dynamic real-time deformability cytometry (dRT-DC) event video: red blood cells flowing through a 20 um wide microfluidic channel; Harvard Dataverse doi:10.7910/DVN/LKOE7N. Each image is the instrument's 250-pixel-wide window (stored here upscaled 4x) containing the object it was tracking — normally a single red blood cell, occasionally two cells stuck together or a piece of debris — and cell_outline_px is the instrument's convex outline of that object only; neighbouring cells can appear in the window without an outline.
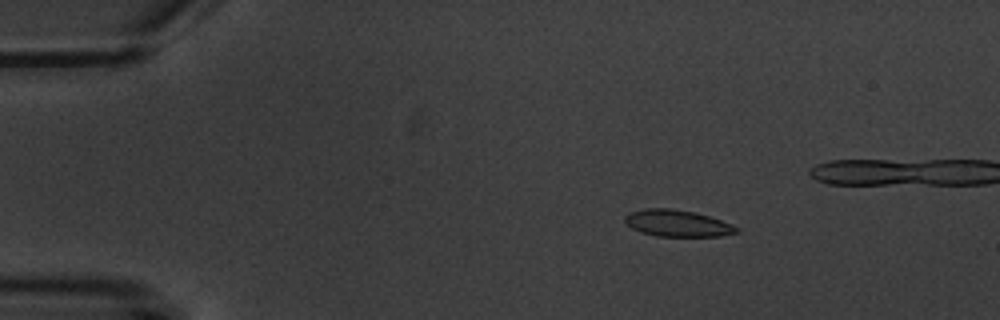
{"species": "common noctule bat (a hibernating species)", "species_latin": "Nyctalus noctula", "temperature_condition": "warm", "stored_images_in_passage": 5, "camera_frame_rate_fps": 3000, "um_per_image_px": 0.085, "animal": {"sex": "male", "body_mass_g": 20.1, "forearm_length_mm": 53.5}, "frame": {"image": 1, "passage_image": 2, "time_ms": 1.0, "image_size_px": [1000, 320], "cell_outline_px": [[740, 232], [720, 236], [656, 236], [640, 232], [632, 228], [624, 220], [624, 216], [628, 212], [644, 208], [672, 208], [696, 212], [732, 224], [740, 228]], "centroid_in_image_um": [57.57, 18.97], "position_along_channel_um": 27.4, "area_um2": 17.51}}